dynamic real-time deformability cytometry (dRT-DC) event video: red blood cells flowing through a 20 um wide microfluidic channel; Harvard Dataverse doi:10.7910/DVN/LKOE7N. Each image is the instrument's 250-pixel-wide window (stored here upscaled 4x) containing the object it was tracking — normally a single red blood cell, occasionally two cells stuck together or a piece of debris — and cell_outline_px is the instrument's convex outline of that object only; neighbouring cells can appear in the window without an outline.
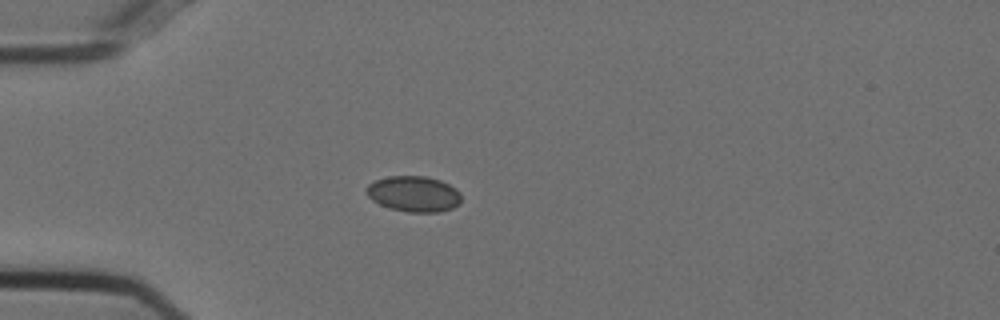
{"species": "Egyptian fruit bat (a non-hibernating species)", "species_latin": "Rousettus aegyptiacus", "temperature_condition": "cold", "stored_images_in_passage": 20, "camera_frame_rate_fps": 3000, "um_per_image_px": 0.085, "animal": {"sex": "female"}, "frame": {"image": 1, "passage_image": 1, "time_ms": 0.0, "image_size_px": [1000, 320], "cell_outline_px": [[460, 204], [452, 208], [440, 212], [408, 212], [388, 208], [372, 200], [368, 196], [368, 184], [376, 180], [388, 176], [424, 176], [440, 180], [456, 188], [460, 192]], "centroid_in_image_um": [35.19, 16.49], "position_along_channel_um": 49.8, "area_um2": 19.71}}
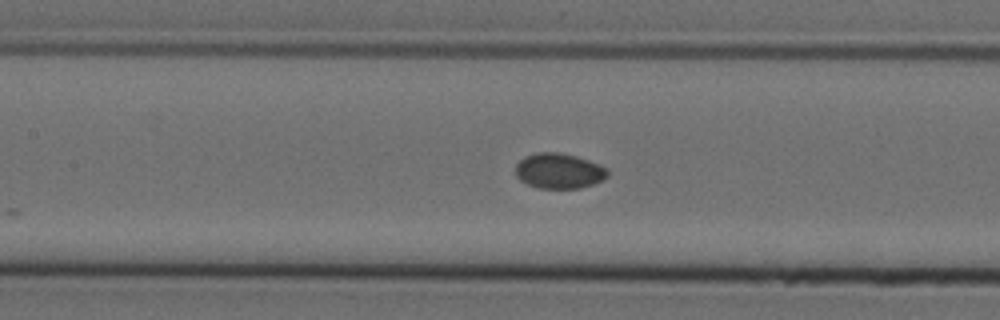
{"frame": {"image": 2, "passage_image": 11, "time_ms": 3.333, "image_size_px": [1000, 320], "cell_outline_px": [[608, 176], [604, 180], [580, 188], [536, 188], [520, 180], [516, 176], [516, 164], [524, 156], [536, 152], [560, 152], [576, 156], [600, 164], [608, 168]], "centroid_in_image_um": [47.52, 14.52], "position_along_channel_um": 159.9, "area_um2": 19.13}}
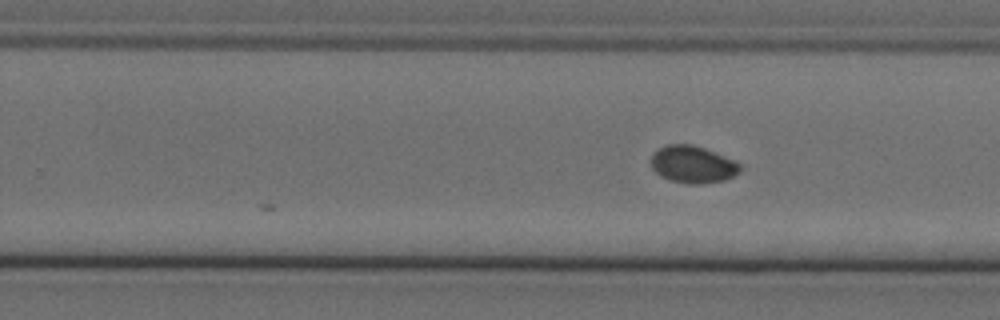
{"frame": {"image": 3, "passage_image": 20, "time_ms": 6.333, "image_size_px": [1000, 320], "cell_outline_px": [[740, 172], [724, 180], [700, 184], [688, 184], [668, 180], [660, 176], [652, 168], [652, 152], [668, 144], [692, 144], [704, 148], [724, 156], [740, 164]], "centroid_in_image_um": [58.85, 13.98], "position_along_channel_um": 270.9, "area_um2": 19.19}}